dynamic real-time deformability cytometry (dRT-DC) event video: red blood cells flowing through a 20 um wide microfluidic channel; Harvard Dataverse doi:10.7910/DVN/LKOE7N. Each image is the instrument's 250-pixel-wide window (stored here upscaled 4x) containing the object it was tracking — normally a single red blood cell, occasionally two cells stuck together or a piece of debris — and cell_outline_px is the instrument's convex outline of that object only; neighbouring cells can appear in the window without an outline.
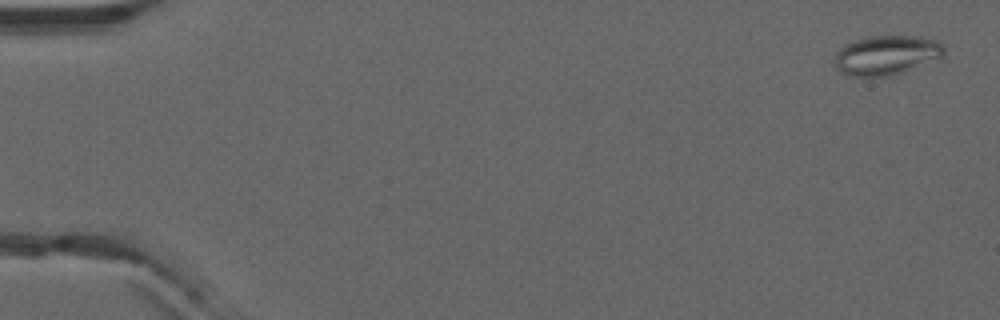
{"species": "common noctule bat (a hibernating species)", "species_latin": "Nyctalus noctula", "temperature_condition": "warm", "stored_images_in_passage": 52, "camera_frame_rate_fps": 3000, "um_per_image_px": 0.085, "animal": {"sex": "male", "forearm_length_mm": 52.5}, "frame": {"image": 1, "passage_image": 2, "time_ms": 0.333, "image_size_px": [1000, 320], "cell_outline_px": [[944, 56], [900, 72], [888, 76], [852, 76], [840, 72], [832, 64], [836, 52], [844, 44], [868, 36], [908, 36], [932, 40], [940, 44], [944, 48]], "centroid_in_image_um": [75.24, 4.69], "position_along_channel_um": 9.8, "area_um2": 24.74}}
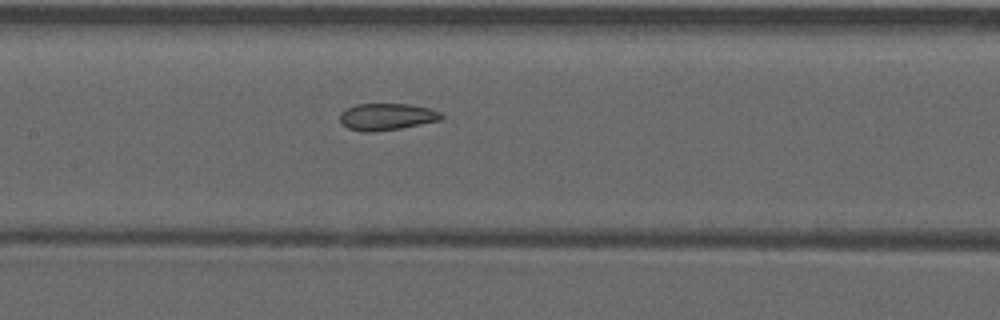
{"frame": {"image": 2, "passage_image": 26, "time_ms": 8.333, "image_size_px": [1000, 320], "cell_outline_px": [[444, 116], [440, 120], [400, 128], [372, 132], [364, 132], [348, 128], [340, 120], [340, 112], [344, 108], [356, 104], [412, 104], [428, 108], [440, 112]], "centroid_in_image_um": [32.85, 9.91], "position_along_channel_um": 174.6, "area_um2": 15.84}}
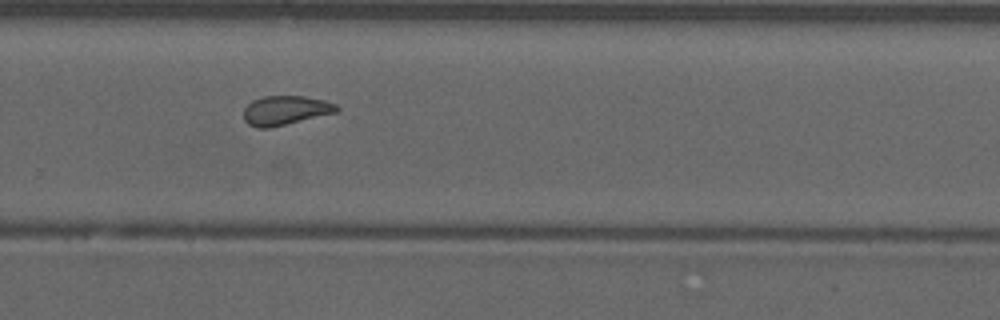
{"frame": {"image": 3, "passage_image": 36, "time_ms": 11.667, "image_size_px": [1000, 320], "cell_outline_px": [[340, 108], [336, 112], [268, 128], [256, 128], [248, 124], [244, 120], [244, 108], [252, 100], [264, 96], [304, 96], [324, 100], [336, 104]], "centroid_in_image_um": [24.23, 9.37], "position_along_channel_um": 305.6, "area_um2": 15.72}, "authors_computed_cell_mechanics": {"area_um2": 16.6175, "velocity_mm_per_s": 3.9561, "shape_relaxation_time_tau1_ms": null, "shape_relaxation_time_tau2_ms": 1.8578, "deformation_change_tau1": null, "deformation_change_tau2": 0.0942}}